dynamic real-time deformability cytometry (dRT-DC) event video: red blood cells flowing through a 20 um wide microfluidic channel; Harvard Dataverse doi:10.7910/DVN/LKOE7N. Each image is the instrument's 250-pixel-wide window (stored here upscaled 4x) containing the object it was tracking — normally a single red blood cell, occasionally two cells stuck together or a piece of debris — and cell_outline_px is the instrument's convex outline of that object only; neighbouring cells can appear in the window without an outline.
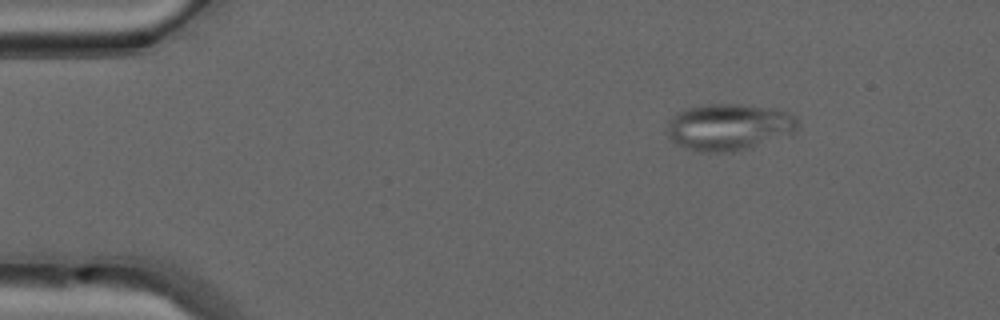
{"species": "common noctule bat (a hibernating species)", "species_latin": "Nyctalus noctula", "temperature_condition": "warm", "stored_images_in_passage": 40, "camera_frame_rate_fps": 3000, "um_per_image_px": 0.085, "animal": {"sex": "male", "forearm_length_mm": 52.5}, "frame": {"image": 1, "passage_image": 1, "time_ms": 0.0, "image_size_px": [1000, 320], "cell_outline_px": [[796, 128], [792, 136], [748, 148], [732, 152], [700, 152], [684, 148], [676, 144], [668, 136], [668, 120], [672, 116], [684, 108], [704, 104], [736, 104], [772, 108], [788, 112], [796, 116]], "centroid_in_image_um": [61.96, 10.8], "position_along_channel_um": 23.0, "area_um2": 35.95}}
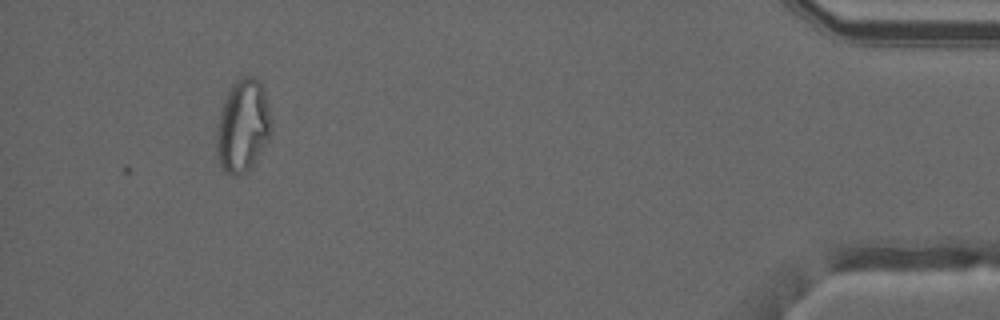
{"frame": {"image": 2, "passage_image": 40, "time_ms": 13.0, "image_size_px": [1000, 320], "cell_outline_px": [[272, 128], [268, 140], [252, 164], [240, 176], [232, 176], [224, 172], [220, 164], [216, 152], [216, 128], [220, 112], [224, 100], [232, 84], [240, 76], [252, 76], [260, 80], [264, 88], [272, 120]], "centroid_in_image_um": [20.63, 10.67], "position_along_channel_um": 414.6, "area_um2": 29.82}, "authors_computed_cell_mechanics": {"area_um2": 23.1778, "velocity_mm_per_s": 4.137, "shape_relaxation_time_tau1_ms": null, "shape_relaxation_time_tau2_ms": 1.2231, "deformation_change_tau1": null, "deformation_change_tau2": 0.0701}}